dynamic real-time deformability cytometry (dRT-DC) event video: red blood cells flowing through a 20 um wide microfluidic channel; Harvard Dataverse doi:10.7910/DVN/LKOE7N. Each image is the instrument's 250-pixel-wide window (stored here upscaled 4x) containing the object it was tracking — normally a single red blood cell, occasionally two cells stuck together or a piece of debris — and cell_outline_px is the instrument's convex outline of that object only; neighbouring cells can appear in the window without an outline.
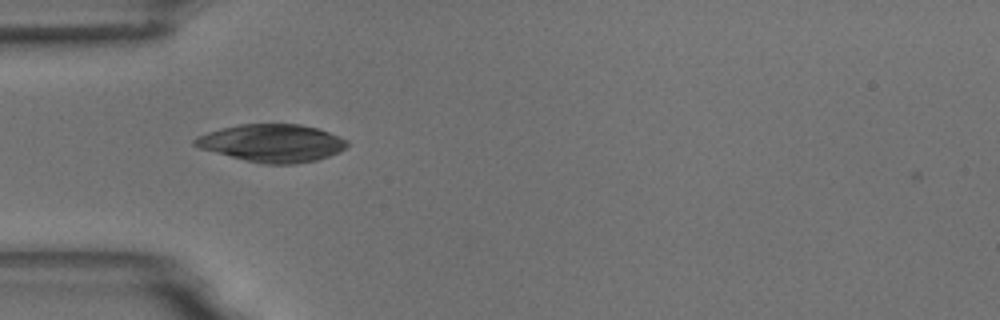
{"species": "common noctule bat (a hibernating species)", "species_latin": "Nyctalus noctula", "temperature_condition": "room temperature", "stored_images_in_passage": 41, "camera_frame_rate_fps": 3000, "um_per_image_px": 0.085, "animal": {"sex": "male", "body_mass_g": 18.8}, "frame": {"image": 1, "passage_image": 2, "time_ms": 0.333, "image_size_px": [1000, 320], "cell_outline_px": [[348, 144], [340, 152], [316, 160], [296, 164], [260, 164], [244, 160], [200, 148], [192, 144], [192, 140], [196, 136], [220, 128], [240, 124], [300, 124], [316, 128], [328, 132], [348, 140]], "centroid_in_image_um": [23.1, 12.16], "position_along_channel_um": 61.9, "area_um2": 33.47}}
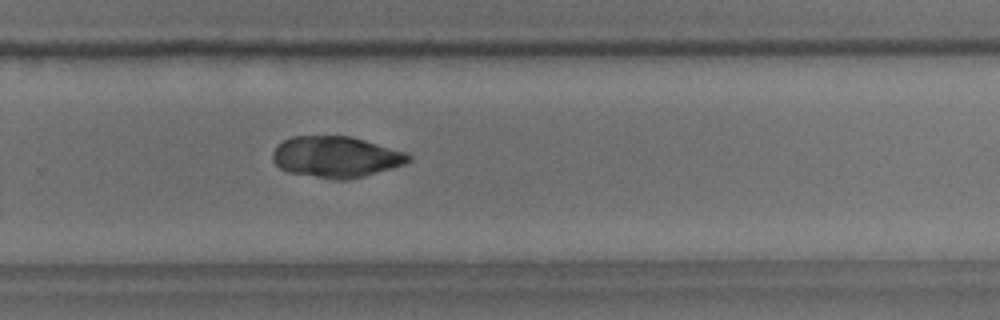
{"frame": {"image": 2, "passage_image": 22, "time_ms": 7.0, "image_size_px": [1000, 320], "cell_outline_px": [[412, 160], [404, 164], [392, 168], [364, 176], [348, 180], [332, 180], [288, 172], [280, 168], [272, 160], [272, 152], [284, 140], [292, 136], [348, 136], [364, 140], [404, 152], [412, 156]], "centroid_in_image_um": [28.54, 13.35], "position_along_channel_um": 301.3, "area_um2": 32.48}}
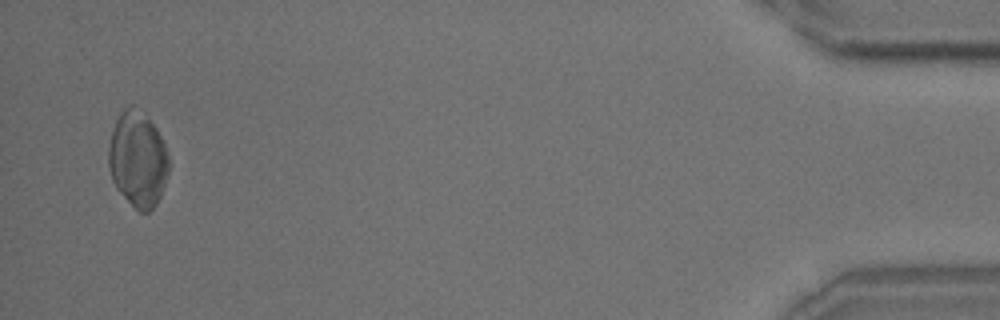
{"frame": {"image": 3, "passage_image": 39, "time_ms": 12.667, "image_size_px": [1000, 320], "cell_outline_px": [[168, 172], [160, 196], [156, 204], [148, 212], [140, 212], [116, 188], [112, 180], [108, 164], [108, 144], [112, 128], [120, 112], [128, 104], [132, 104], [156, 128], [164, 144], [168, 156]], "centroid_in_image_um": [11.68, 13.52], "position_along_channel_um": 423.5, "area_um2": 33.23}}